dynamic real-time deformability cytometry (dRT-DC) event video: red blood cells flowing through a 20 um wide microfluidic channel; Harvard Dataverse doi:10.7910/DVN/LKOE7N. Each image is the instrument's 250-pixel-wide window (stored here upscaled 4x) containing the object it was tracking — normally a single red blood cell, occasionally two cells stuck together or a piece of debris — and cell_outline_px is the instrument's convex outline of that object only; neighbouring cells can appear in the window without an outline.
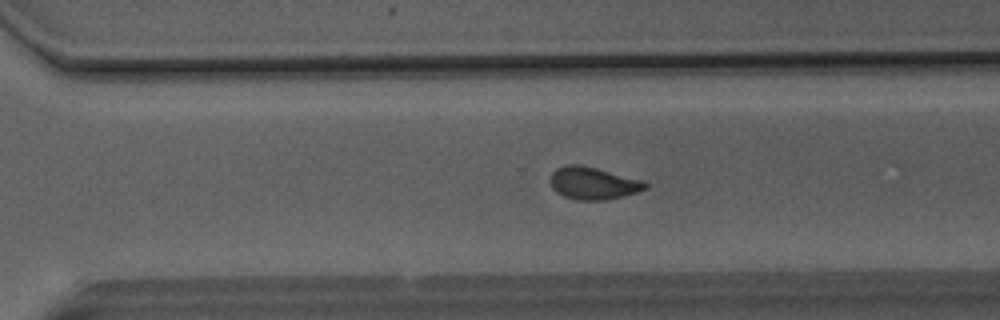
{"species": "Egyptian fruit bat (a non-hibernating species)", "species_latin": "Rousettus aegyptiacus", "temperature_condition": "room temperature", "stored_images_in_passage": 32, "camera_frame_rate_fps": 3000, "um_per_image_px": 0.085, "animal": {"sex": "male"}, "frame": {"image": 1, "passage_image": 22, "time_ms": 7.0, "image_size_px": [1000, 320], "cell_outline_px": [[648, 188], [636, 192], [604, 200], [580, 200], [564, 196], [556, 192], [552, 188], [552, 172], [556, 168], [568, 164], [580, 164], [644, 180], [648, 184]], "centroid_in_image_um": [50.43, 15.56], "position_along_channel_um": 320.2, "area_um2": 17.74}}
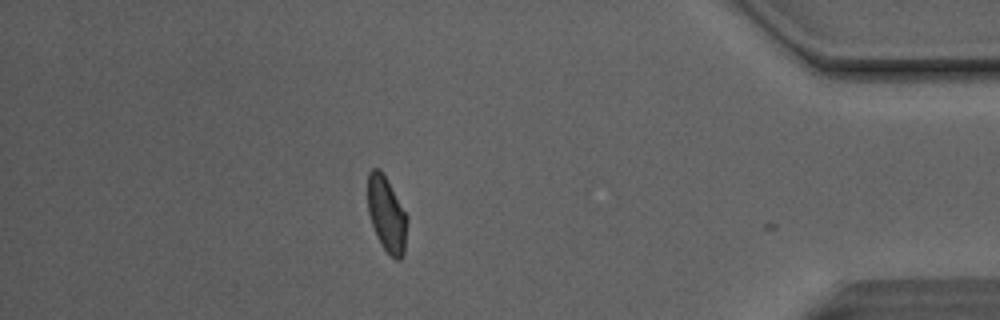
{"frame": {"image": 2, "passage_image": 31, "time_ms": 10.0, "image_size_px": [1000, 320], "cell_outline_px": [[408, 220], [404, 252], [400, 260], [396, 260], [384, 248], [376, 236], [368, 212], [368, 172], [372, 168], [380, 168], [408, 216]], "centroid_in_image_um": [32.87, 18.21], "position_along_channel_um": 402.3, "area_um2": 17.22}, "authors_computed_cell_mechanics": {"area_um2": 17.918, "velocity_mm_per_s": 4.1242, "shape_relaxation_time_tau1_ms": 7.9179, "shape_relaxation_time_tau2_ms": 1.3195, "deformation_change_tau1": 0.1546, "deformation_change_tau2": 0.0706}}